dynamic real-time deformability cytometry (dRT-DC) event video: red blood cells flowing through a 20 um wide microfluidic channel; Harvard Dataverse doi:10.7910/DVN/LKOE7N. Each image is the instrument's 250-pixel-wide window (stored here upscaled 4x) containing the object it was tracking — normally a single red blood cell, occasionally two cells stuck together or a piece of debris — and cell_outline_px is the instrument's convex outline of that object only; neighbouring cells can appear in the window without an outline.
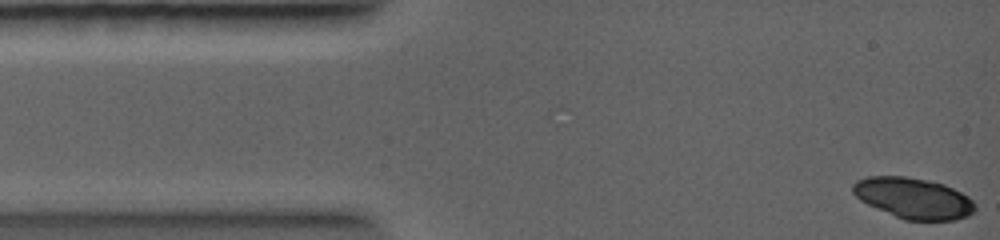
{"species": "common noctule bat (a hibernating species)", "species_latin": "Nyctalus noctula", "temperature_condition": "warm", "stored_images_in_passage": 8, "camera_frame_rate_fps": 5000, "um_per_image_px": 0.085, "animal": {"sex": "female", "body_mass_g": 19.0, "forearm_length_mm": 56.7}, "frame": {"image": 1, "passage_image": 1, "time_ms": 0.0, "image_size_px": [1000, 240], "cell_outline_px": [[976, 208], [968, 216], [956, 220], [904, 220], [876, 208], [860, 200], [852, 192], [852, 184], [856, 180], [868, 176], [904, 176], [944, 184], [968, 196], [976, 204]], "centroid_in_image_um": [77.63, 16.85], "position_along_channel_um": 7.4, "area_um2": 29.02}}